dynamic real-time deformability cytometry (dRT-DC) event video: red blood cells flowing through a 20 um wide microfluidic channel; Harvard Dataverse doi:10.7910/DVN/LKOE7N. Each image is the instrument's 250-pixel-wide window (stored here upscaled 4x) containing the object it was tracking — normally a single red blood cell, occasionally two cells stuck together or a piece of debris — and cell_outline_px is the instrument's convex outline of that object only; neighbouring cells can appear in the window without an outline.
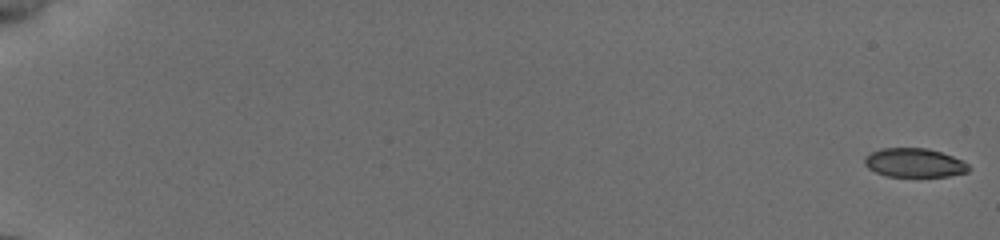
{"species": "common noctule bat (a hibernating species)", "species_latin": "Nyctalus noctula", "temperature_condition": "cold", "stored_images_in_passage": 52, "camera_frame_rate_fps": 3000, "um_per_image_px": 0.085, "animal": {"sex": "female", "body_mass_g": 19.5, "forearm_length_mm": 54.1}, "frame": {"image": 1, "passage_image": 1, "time_ms": 0.0, "image_size_px": [1000, 240], "cell_outline_px": [[968, 172], [948, 176], [884, 176], [868, 168], [864, 164], [864, 156], [880, 148], [924, 148], [940, 152], [964, 160], [968, 164]], "centroid_in_image_um": [77.69, 13.83], "position_along_channel_um": 7.3, "area_um2": 17.51}}
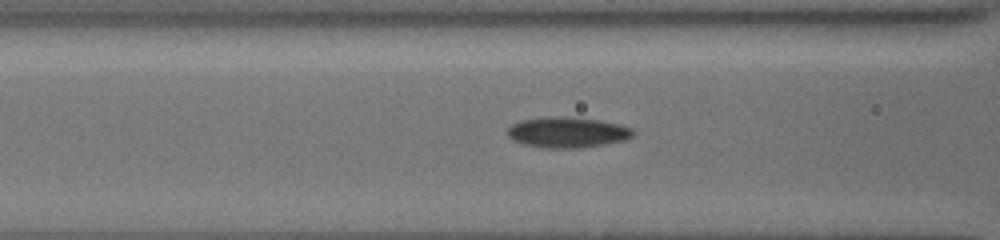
{"frame": {"image": 2, "passage_image": 42, "time_ms": 8.333, "image_size_px": [1000, 240], "cell_outline_px": [[636, 132], [632, 136], [624, 140], [604, 144], [580, 148], [544, 148], [524, 144], [512, 140], [508, 136], [508, 128], [512, 124], [520, 120], [552, 116], [560, 116], [596, 120], [616, 124], [632, 128]], "centroid_in_image_um": [48.2, 11.26], "position_along_channel_um": 118.4, "area_um2": 22.25}}
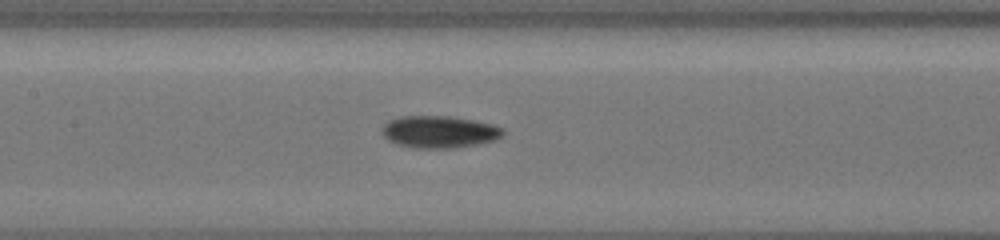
{"frame": {"image": 3, "passage_image": 51, "time_ms": 9.667, "image_size_px": [1000, 240], "cell_outline_px": [[504, 136], [496, 140], [476, 144], [452, 148], [416, 148], [396, 144], [388, 140], [380, 132], [380, 128], [388, 120], [400, 116], [448, 116], [472, 120], [492, 124], [504, 128]], "centroid_in_image_um": [37.31, 11.2], "position_along_channel_um": 170.1, "area_um2": 22.83}}